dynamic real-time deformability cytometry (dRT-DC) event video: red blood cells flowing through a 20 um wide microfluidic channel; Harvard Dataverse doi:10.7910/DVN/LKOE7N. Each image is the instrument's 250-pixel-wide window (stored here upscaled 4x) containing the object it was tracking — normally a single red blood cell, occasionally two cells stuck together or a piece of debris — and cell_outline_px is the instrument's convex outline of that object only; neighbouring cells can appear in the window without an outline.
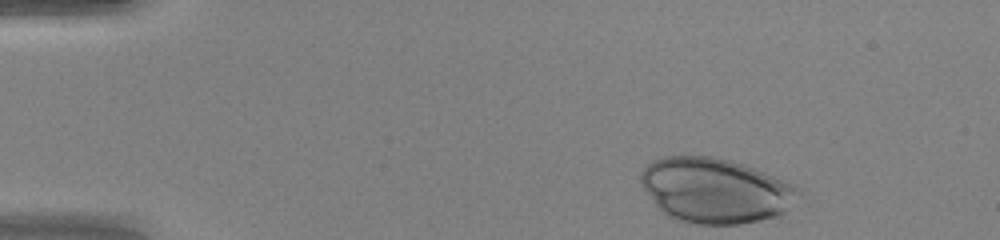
{"species": "human", "species_latin": "Homo sapiens", "temperature_condition": "warm", "stored_images_in_passage": 42, "camera_frame_rate_fps": 3000, "um_per_image_px": 0.085, "donor": {"sex": "female"}, "frame": {"image": 1, "passage_image": 1, "time_ms": 0.0, "image_size_px": [1000, 240], "cell_outline_px": [[804, 192], [780, 216], [740, 224], [692, 224], [676, 220], [668, 216], [656, 204], [644, 188], [640, 180], [640, 172], [652, 160], [664, 156], [712, 156], [732, 160], [744, 164], [764, 172]], "centroid_in_image_um": [60.79, 16.19], "position_along_channel_um": 24.2, "area_um2": 59.48}}
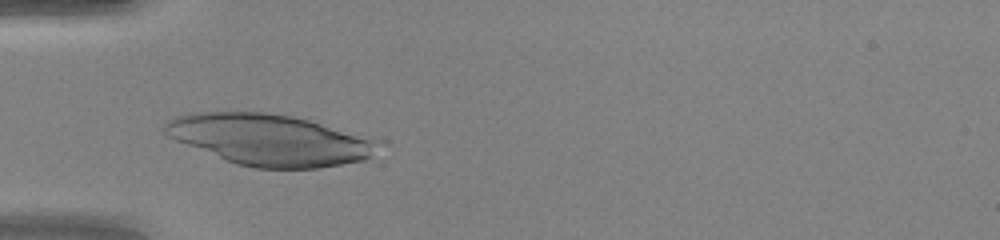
{"frame": {"image": 2, "passage_image": 10, "time_ms": 3.0, "image_size_px": [1000, 240], "cell_outline_px": [[372, 144], [368, 160], [316, 168], [256, 168], [236, 164], [176, 140], [168, 136], [164, 132], [164, 124], [168, 120], [176, 116], [192, 112], [264, 112], [292, 116], [308, 120], [372, 140]], "centroid_in_image_um": [22.77, 11.88], "position_along_channel_um": 62.2, "area_um2": 61.96}}